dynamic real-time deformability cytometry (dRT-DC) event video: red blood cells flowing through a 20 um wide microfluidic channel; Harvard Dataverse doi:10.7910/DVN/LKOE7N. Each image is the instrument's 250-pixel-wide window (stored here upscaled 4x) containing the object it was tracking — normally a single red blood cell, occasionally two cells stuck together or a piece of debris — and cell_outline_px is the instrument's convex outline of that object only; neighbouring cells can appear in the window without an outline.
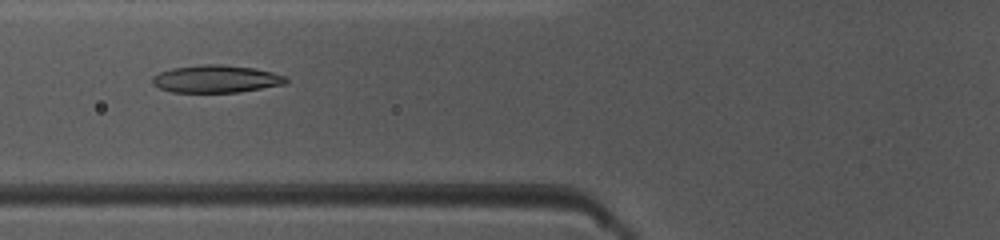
{"species": "common noctule bat (a hibernating species)", "species_latin": "Nyctalus noctula", "temperature_condition": "warm", "stored_images_in_passage": 49, "camera_frame_rate_fps": 3000, "um_per_image_px": 0.085, "animal": {"sex": "female", "body_mass_g": 10.0, "forearm_length_mm": 53.1}, "frame": {"image": 1, "passage_image": 19, "time_ms": 6.0, "image_size_px": [1000, 240], "cell_outline_px": [[288, 80], [284, 84], [240, 92], [172, 92], [160, 88], [152, 84], [152, 76], [160, 72], [172, 68], [200, 64], [224, 64], [252, 68], [272, 72], [288, 76]], "centroid_in_image_um": [18.36, 6.7], "position_along_channel_um": 107.4, "area_um2": 21.5}}
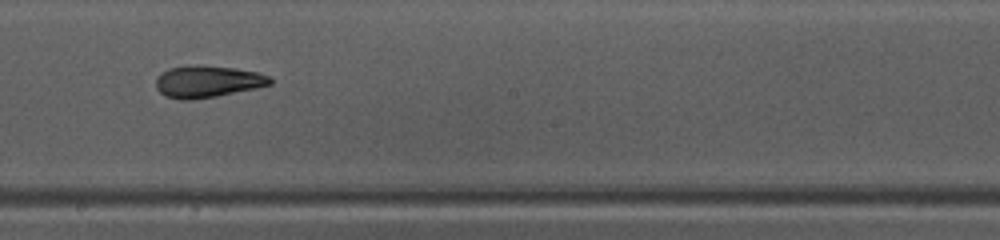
{"frame": {"image": 2, "passage_image": 28, "time_ms": 9.0, "image_size_px": [1000, 240], "cell_outline_px": [[272, 84], [256, 88], [216, 96], [192, 100], [180, 100], [164, 96], [156, 88], [156, 76], [160, 72], [168, 68], [192, 64], [200, 64], [232, 68], [256, 72], [268, 76], [272, 80]], "centroid_in_image_um": [17.57, 6.92], "position_along_channel_um": 230.6, "area_um2": 21.44}}
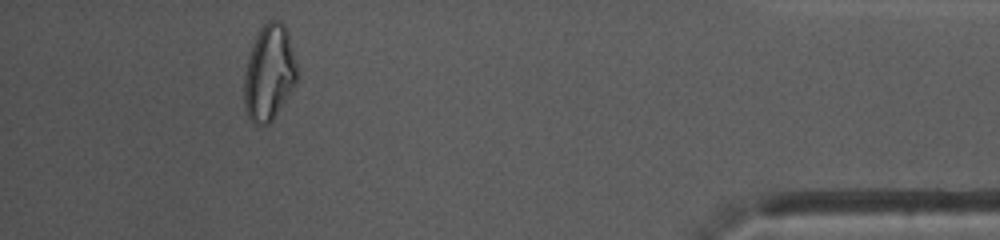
{"frame": {"image": 3, "passage_image": 45, "time_ms": 14.667, "image_size_px": [1000, 240], "cell_outline_px": [[300, 72], [292, 88], [272, 120], [268, 124], [252, 124], [248, 116], [244, 104], [244, 72], [248, 56], [252, 44], [260, 28], [268, 20], [280, 20], [284, 24], [288, 32]], "centroid_in_image_um": [22.88, 6.15], "position_along_channel_um": 412.3, "area_um2": 29.71}, "authors_computed_cell_mechanics": {"area_um2": 21.7328, "velocity_mm_per_s": 4.0872, "shape_relaxation_time_tau1_ms": null, "shape_relaxation_time_tau2_ms": 2.3656, "deformation_change_tau1": null, "deformation_change_tau2": 0.0934}}